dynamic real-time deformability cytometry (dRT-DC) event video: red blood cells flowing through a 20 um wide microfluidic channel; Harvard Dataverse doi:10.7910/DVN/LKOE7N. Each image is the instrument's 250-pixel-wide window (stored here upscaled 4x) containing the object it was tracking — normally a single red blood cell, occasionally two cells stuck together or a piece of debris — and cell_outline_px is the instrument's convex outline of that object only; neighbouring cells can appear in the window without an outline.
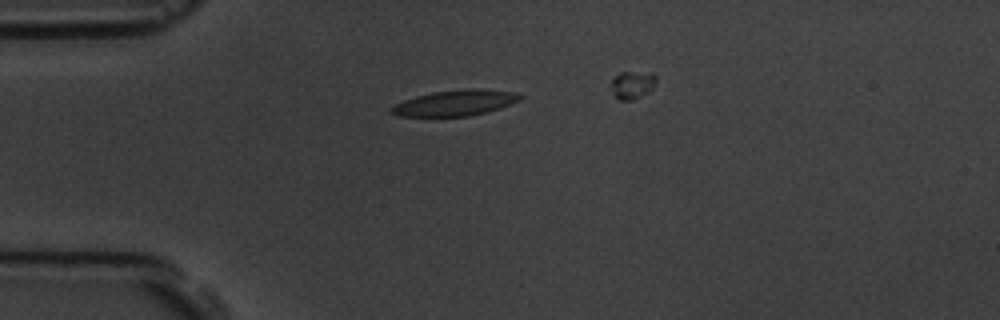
{"species": "common noctule bat (a hibernating species)", "species_latin": "Nyctalus noctula", "temperature_condition": "room temperature", "stored_images_in_passage": 5, "camera_frame_rate_fps": 3000, "um_per_image_px": 0.085, "animal": {"sex": "male", "body_mass_g": 19.5, "forearm_length_mm": 54.6}, "frame": {"image": 1, "passage_image": 4, "time_ms": 3.667, "image_size_px": [1000, 320], "cell_outline_px": [[524, 96], [520, 100], [500, 108], [488, 112], [468, 116], [396, 116], [388, 108], [404, 100], [416, 96], [432, 92], [476, 88], [512, 92]], "centroid_in_image_um": [38.69, 8.75], "position_along_channel_um": 46.3, "area_um2": 19.13}}